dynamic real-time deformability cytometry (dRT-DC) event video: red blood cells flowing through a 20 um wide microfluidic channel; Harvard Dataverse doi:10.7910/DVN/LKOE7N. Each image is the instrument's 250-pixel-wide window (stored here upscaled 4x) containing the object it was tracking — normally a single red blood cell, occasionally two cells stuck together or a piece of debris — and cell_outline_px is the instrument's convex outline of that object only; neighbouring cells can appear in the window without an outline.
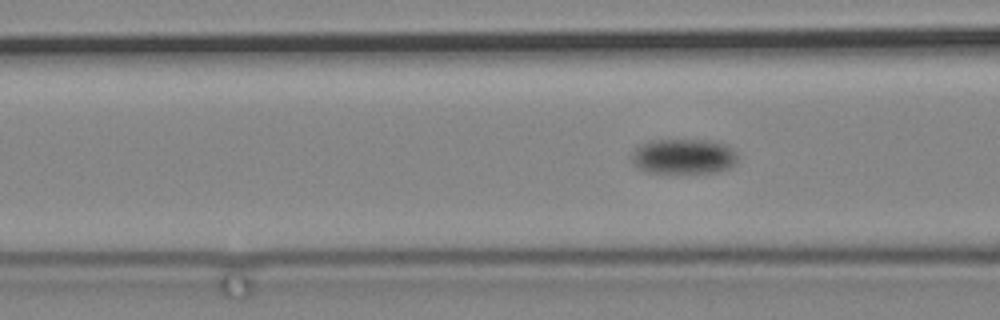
{"species": "common noctule bat (a hibernating species)", "species_latin": "Nyctalus noctula", "temperature_condition": "cold", "stored_images_in_passage": 53, "camera_frame_rate_fps": 3000, "um_per_image_px": 0.085, "animal": {"sex": "male", "body_mass_g": 19.2, "forearm_length_mm": 51.8}, "frame": {"image": 1, "passage_image": 30, "time_ms": 9.667, "image_size_px": [1000, 320], "cell_outline_px": [[736, 164], [728, 168], [716, 172], [648, 172], [640, 168], [632, 160], [632, 152], [640, 144], [652, 140], [708, 140], [728, 144], [736, 152]], "centroid_in_image_um": [58.14, 13.27], "position_along_channel_um": 108.5, "area_um2": 21.56}}
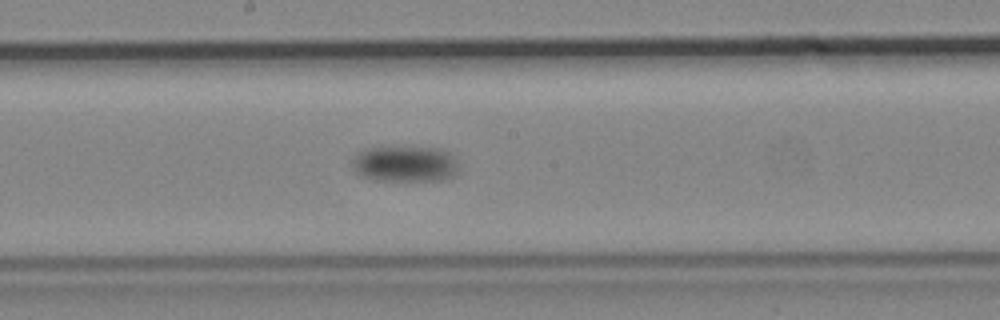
{"frame": {"image": 2, "passage_image": 42, "time_ms": 13.667, "image_size_px": [1000, 320], "cell_outline_px": [[456, 176], [440, 180], [376, 180], [364, 176], [356, 172], [352, 168], [352, 160], [356, 152], [368, 148], [440, 148], [456, 156]], "centroid_in_image_um": [34.43, 13.93], "position_along_channel_um": 213.8, "area_um2": 22.14}}
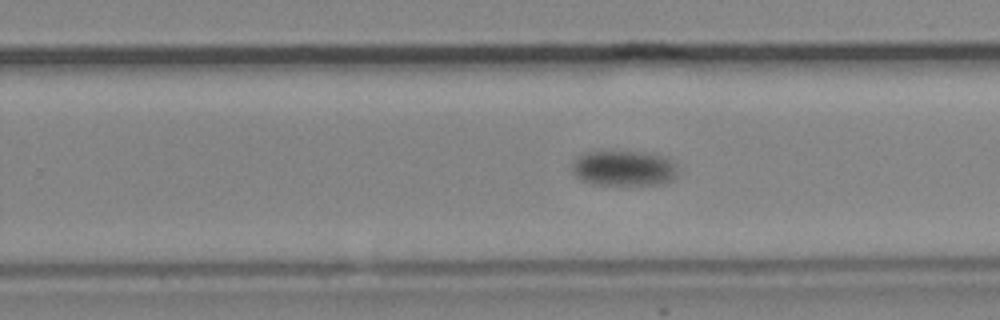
{"frame": {"image": 3, "passage_image": 49, "time_ms": 16.0, "image_size_px": [1000, 320], "cell_outline_px": [[676, 176], [672, 180], [664, 184], [596, 184], [584, 180], [576, 176], [572, 172], [572, 164], [584, 152], [648, 152], [672, 160], [676, 168]], "centroid_in_image_um": [53.05, 14.3], "position_along_channel_um": 276.8, "area_um2": 21.39}}